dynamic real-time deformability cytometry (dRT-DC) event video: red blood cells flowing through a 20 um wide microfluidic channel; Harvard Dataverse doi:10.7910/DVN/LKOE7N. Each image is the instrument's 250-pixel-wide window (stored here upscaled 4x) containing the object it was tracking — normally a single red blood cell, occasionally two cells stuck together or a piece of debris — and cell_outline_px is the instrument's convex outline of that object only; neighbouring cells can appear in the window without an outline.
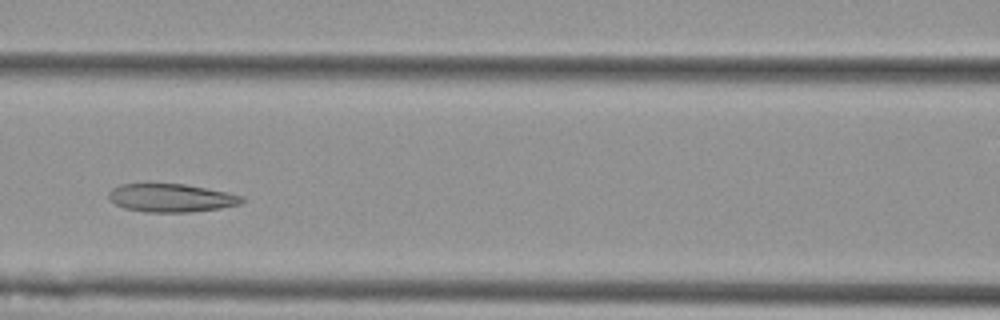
{"species": "Egyptian fruit bat (a non-hibernating species)", "species_latin": "Rousettus aegyptiacus", "temperature_condition": "cold", "stored_images_in_passage": 8, "camera_frame_rate_fps": 3000, "um_per_image_px": 0.085, "animal": {"sex": "female"}, "frame": {"image": 1, "passage_image": 4, "time_ms": 1.0, "image_size_px": [1000, 320], "cell_outline_px": [[244, 200], [240, 204], [220, 208], [188, 212], [148, 212], [124, 208], [116, 204], [108, 196], [108, 192], [112, 188], [120, 184], [184, 184], [228, 192], [244, 196]], "centroid_in_image_um": [14.56, 16.82], "position_along_channel_um": 152.0, "area_um2": 21.79}}
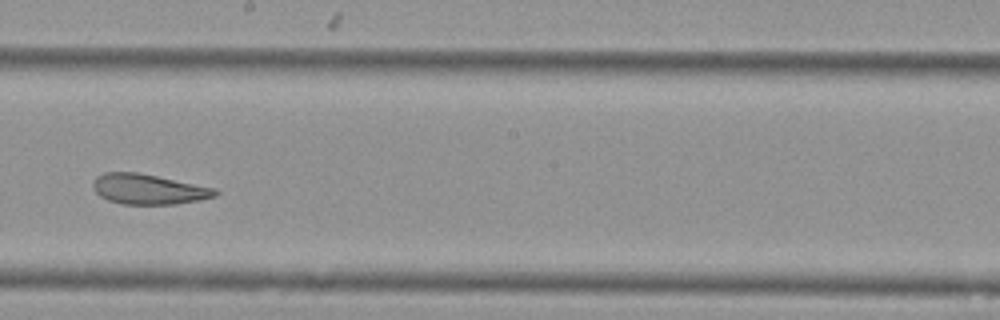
{"frame": {"image": 2, "passage_image": 6, "time_ms": 1.667, "image_size_px": [1000, 320], "cell_outline_px": [[220, 192], [216, 196], [200, 200], [176, 204], [120, 204], [108, 200], [100, 196], [92, 188], [92, 184], [96, 176], [104, 172], [136, 172], [216, 188]], "centroid_in_image_um": [12.61, 16.08], "position_along_channel_um": 235.6, "area_um2": 21.56}}
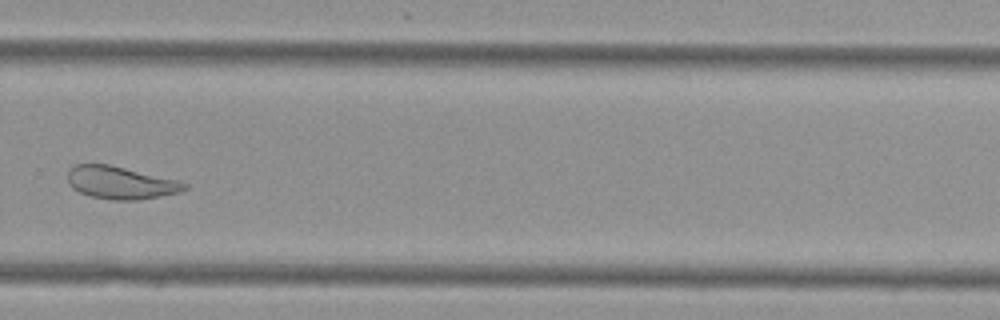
{"frame": {"image": 3, "passage_image": 8, "time_ms": 2.333, "image_size_px": [1000, 320], "cell_outline_px": [[188, 188], [180, 192], [160, 196], [136, 200], [112, 200], [88, 196], [72, 188], [68, 180], [68, 172], [76, 164], [108, 164], [176, 180], [188, 184]], "centroid_in_image_um": [10.24, 15.54], "position_along_channel_um": 319.6, "area_um2": 21.96}}